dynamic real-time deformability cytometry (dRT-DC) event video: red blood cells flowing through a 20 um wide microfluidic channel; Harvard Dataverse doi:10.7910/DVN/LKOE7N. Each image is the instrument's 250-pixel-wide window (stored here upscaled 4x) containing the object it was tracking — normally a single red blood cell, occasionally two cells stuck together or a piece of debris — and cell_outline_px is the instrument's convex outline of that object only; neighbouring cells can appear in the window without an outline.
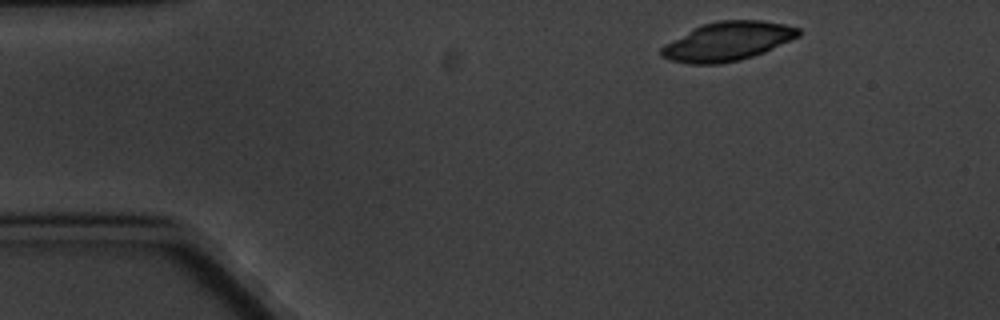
{"species": "common noctule bat (a hibernating species)", "species_latin": "Nyctalus noctula", "temperature_condition": "cold", "stored_images_in_passage": 3, "camera_frame_rate_fps": 3000, "um_per_image_px": 0.085, "animal": {"sex": "male", "body_mass_g": 20.1, "forearm_length_mm": 53.5}, "frame": {"image": 1, "passage_image": 1, "time_ms": 0.0, "image_size_px": [1000, 320], "cell_outline_px": [[800, 36], [764, 52], [740, 60], [720, 64], [692, 64], [668, 60], [660, 56], [660, 48], [664, 44], [692, 28], [704, 24], [720, 20], [760, 20], [784, 24], [800, 28]], "centroid_in_image_um": [61.81, 3.52], "position_along_channel_um": 23.2, "area_um2": 31.15}}